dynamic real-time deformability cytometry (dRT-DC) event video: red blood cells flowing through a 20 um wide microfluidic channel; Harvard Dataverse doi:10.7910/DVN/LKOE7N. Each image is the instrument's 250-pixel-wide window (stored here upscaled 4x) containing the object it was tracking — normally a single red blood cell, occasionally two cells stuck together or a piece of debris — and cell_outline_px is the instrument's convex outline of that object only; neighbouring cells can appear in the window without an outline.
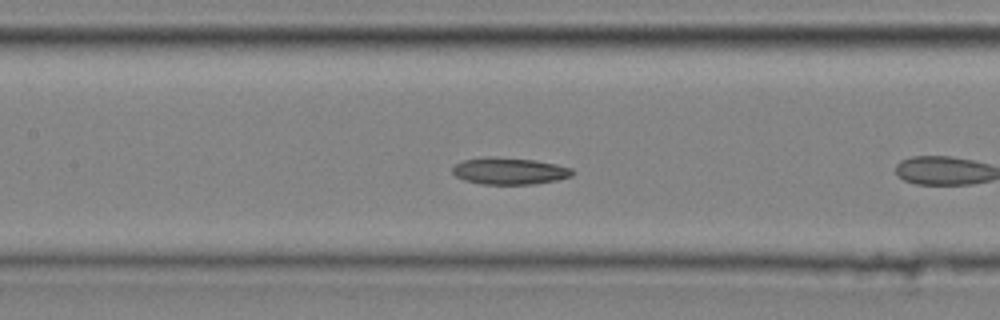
{"species": "common noctule bat (a hibernating species)", "species_latin": "Nyctalus noctula", "temperature_condition": "cold", "stored_images_in_passage": 11, "camera_frame_rate_fps": 3000, "um_per_image_px": 0.085, "animal": {"sex": "male", "body_mass_g": 20.4}, "frame": {"image": 1, "passage_image": 10, "time_ms": 3.0, "image_size_px": [1000, 320], "cell_outline_px": [[576, 172], [572, 176], [556, 180], [536, 184], [480, 184], [464, 180], [456, 176], [452, 172], [452, 168], [456, 164], [464, 160], [488, 156], [492, 156], [536, 160], [556, 164], [572, 168]], "centroid_in_image_um": [43.32, 14.53], "position_along_channel_um": 164.1, "area_um2": 18.9}}